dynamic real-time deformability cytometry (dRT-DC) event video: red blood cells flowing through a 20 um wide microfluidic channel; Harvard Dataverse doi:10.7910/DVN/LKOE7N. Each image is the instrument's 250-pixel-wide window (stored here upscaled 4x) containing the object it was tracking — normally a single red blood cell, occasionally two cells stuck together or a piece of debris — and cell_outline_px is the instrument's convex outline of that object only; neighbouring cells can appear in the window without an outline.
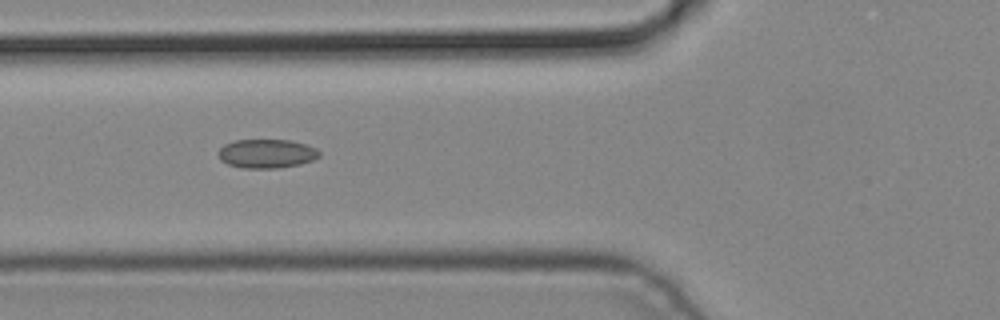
{"species": "common noctule bat (a hibernating species)", "species_latin": "Nyctalus noctula", "temperature_condition": "cold", "stored_images_in_passage": 5, "camera_frame_rate_fps": 3000, "um_per_image_px": 0.085, "animal": {"sex": "male", "body_mass_g": 19.2, "forearm_length_mm": 51.8}, "frame": {"image": 1, "passage_image": 4, "time_ms": 1.0, "image_size_px": [1000, 320], "cell_outline_px": [[320, 156], [312, 160], [300, 164], [276, 168], [244, 168], [228, 164], [220, 160], [220, 148], [224, 144], [236, 140], [288, 140], [304, 144], [316, 148], [320, 152]], "centroid_in_image_um": [22.67, 13.06], "position_along_channel_um": 103.1, "area_um2": 16.82}}
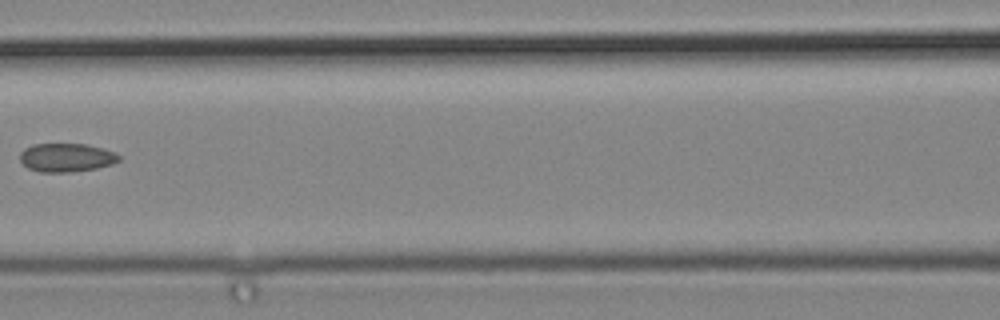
{"frame": {"image": 2, "passage_image": 5, "time_ms": 1.333, "image_size_px": [1000, 320], "cell_outline_px": [[120, 160], [112, 164], [96, 168], [72, 172], [40, 172], [28, 168], [20, 160], [20, 152], [24, 148], [32, 144], [88, 144], [104, 148], [116, 152], [120, 156]], "centroid_in_image_um": [5.66, 13.38], "position_along_channel_um": 160.9, "area_um2": 16.65}}